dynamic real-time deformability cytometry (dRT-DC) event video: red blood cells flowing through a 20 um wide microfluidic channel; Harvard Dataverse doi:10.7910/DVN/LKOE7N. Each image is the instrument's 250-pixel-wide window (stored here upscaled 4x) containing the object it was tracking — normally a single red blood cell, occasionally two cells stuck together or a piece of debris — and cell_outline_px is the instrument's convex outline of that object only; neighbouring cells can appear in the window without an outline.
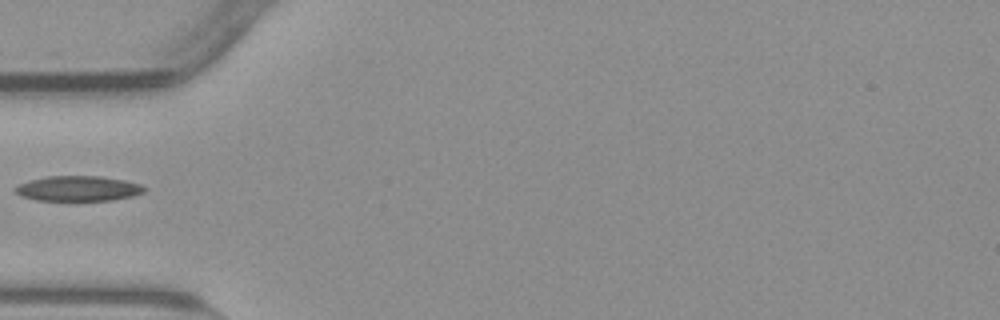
{"species": "common noctule bat (a hibernating species)", "species_latin": "Nyctalus noctula", "temperature_condition": "warm", "stored_images_in_passage": 14, "camera_frame_rate_fps": 3000, "um_per_image_px": 0.085, "animal": {"sex": "male", "body_mass_g": 23.1, "forearm_length_mm": 52.7}, "frame": {"image": 1, "passage_image": 1, "time_ms": 0.0, "image_size_px": [1000, 320], "cell_outline_px": [[144, 192], [132, 196], [112, 200], [36, 200], [20, 196], [12, 188], [28, 180], [48, 176], [100, 176], [124, 180], [140, 184], [144, 188]], "centroid_in_image_um": [6.6, 16.02], "position_along_channel_um": 78.4, "area_um2": 18.84}}